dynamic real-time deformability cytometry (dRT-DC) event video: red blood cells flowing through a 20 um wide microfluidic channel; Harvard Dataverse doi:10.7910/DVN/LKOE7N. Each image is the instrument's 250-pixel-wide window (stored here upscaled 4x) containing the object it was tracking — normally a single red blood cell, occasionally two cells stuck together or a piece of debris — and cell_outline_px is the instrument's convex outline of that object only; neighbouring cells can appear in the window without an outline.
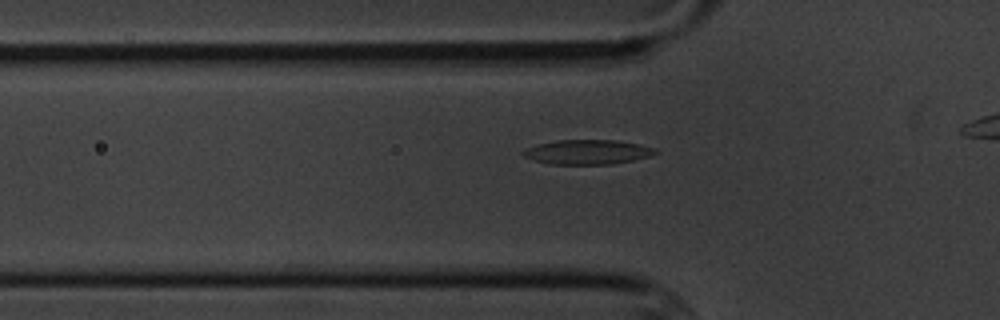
{"species": "common noctule bat (a hibernating species)", "species_latin": "Nyctalus noctula", "temperature_condition": "cold", "stored_images_in_passage": 38, "segment_of_instrument_passage": [1, 2], "camera_frame_rate_fps": 3000, "um_per_image_px": 0.085, "animal": {"sex": "male", "body_mass_g": 20.1, "forearm_length_mm": 53.5}, "frame": {"image": 1, "passage_image": 10, "time_ms": 3.0, "image_size_px": [1000, 320], "cell_outline_px": [[660, 152], [648, 156], [632, 160], [612, 164], [548, 164], [532, 160], [524, 156], [520, 152], [528, 148], [540, 144], [556, 140], [616, 140], [640, 144], [656, 148]], "centroid_in_image_um": [49.95, 12.92], "position_along_channel_um": 75.9, "area_um2": 18.9}}
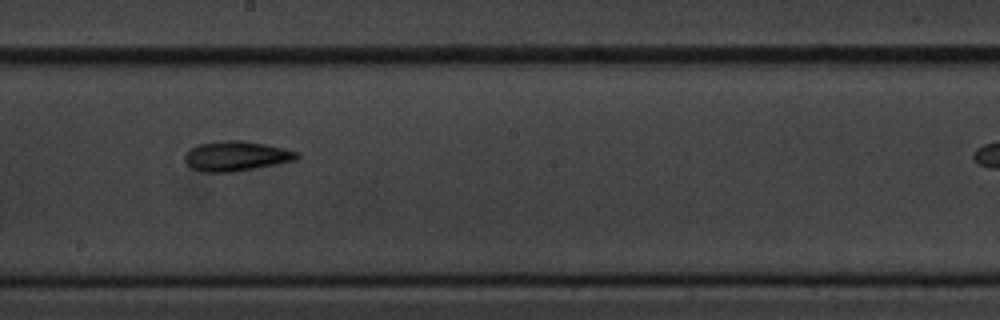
{"frame": {"image": 2, "passage_image": 23, "time_ms": 7.333, "image_size_px": [1000, 320], "cell_outline_px": [[300, 156], [296, 160], [276, 164], [232, 172], [204, 172], [192, 168], [184, 160], [184, 156], [192, 148], [200, 144], [224, 140], [240, 140], [264, 144], [284, 148], [300, 152]], "centroid_in_image_um": [20.11, 13.26], "position_along_channel_um": 228.1, "area_um2": 19.31}}
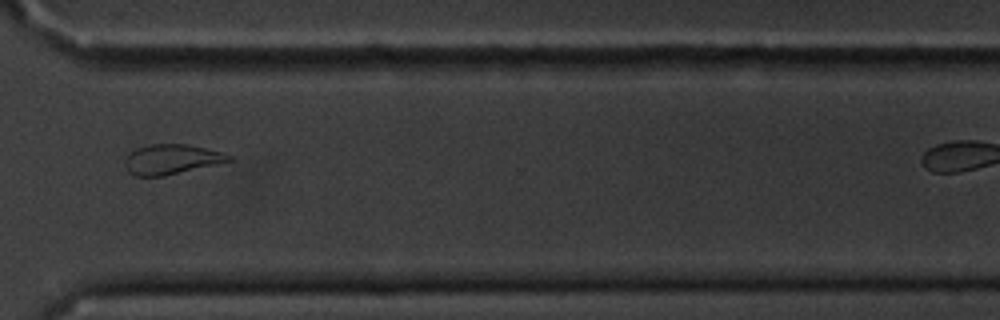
{"frame": {"image": 3, "passage_image": 34, "time_ms": 11.0, "image_size_px": [1000, 320], "cell_outline_px": [[232, 160], [216, 164], [164, 176], [136, 176], [128, 172], [124, 164], [124, 160], [136, 148], [152, 144], [188, 144], [224, 152], [232, 156]], "centroid_in_image_um": [14.58, 13.54], "position_along_channel_um": 356.0, "area_um2": 18.03}}